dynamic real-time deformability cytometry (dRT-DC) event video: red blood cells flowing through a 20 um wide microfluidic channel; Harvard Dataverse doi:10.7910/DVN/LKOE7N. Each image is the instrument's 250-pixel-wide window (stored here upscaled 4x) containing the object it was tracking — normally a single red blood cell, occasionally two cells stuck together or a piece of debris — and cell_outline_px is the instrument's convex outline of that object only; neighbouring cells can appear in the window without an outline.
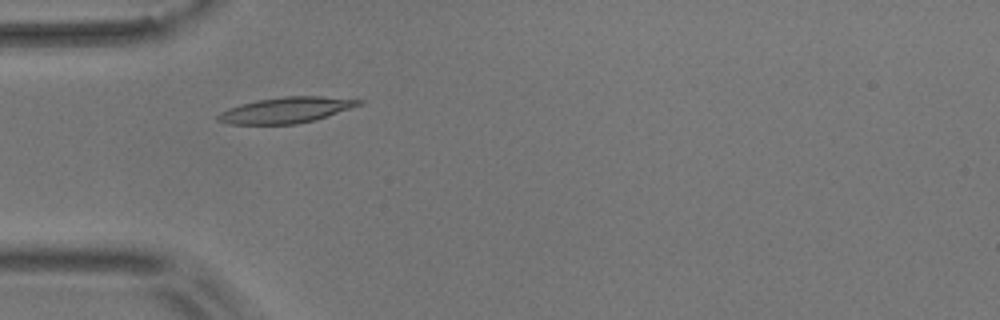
{"species": "common noctule bat (a hibernating species)", "species_latin": "Nyctalus noctula", "temperature_condition": "room temperature", "stored_images_in_passage": 4, "camera_frame_rate_fps": 3000, "um_per_image_px": 0.085, "animal": {"sex": "male", "body_mass_g": 17.9}, "frame": {"image": 1, "passage_image": 4, "time_ms": 3.667, "image_size_px": [1000, 320], "cell_outline_px": [[364, 104], [316, 120], [296, 124], [228, 124], [216, 120], [216, 116], [220, 112], [228, 108], [240, 104], [260, 100], [284, 96], [320, 96], [364, 100]], "centroid_in_image_um": [24.34, 9.36], "position_along_channel_um": 60.7, "area_um2": 21.27}}